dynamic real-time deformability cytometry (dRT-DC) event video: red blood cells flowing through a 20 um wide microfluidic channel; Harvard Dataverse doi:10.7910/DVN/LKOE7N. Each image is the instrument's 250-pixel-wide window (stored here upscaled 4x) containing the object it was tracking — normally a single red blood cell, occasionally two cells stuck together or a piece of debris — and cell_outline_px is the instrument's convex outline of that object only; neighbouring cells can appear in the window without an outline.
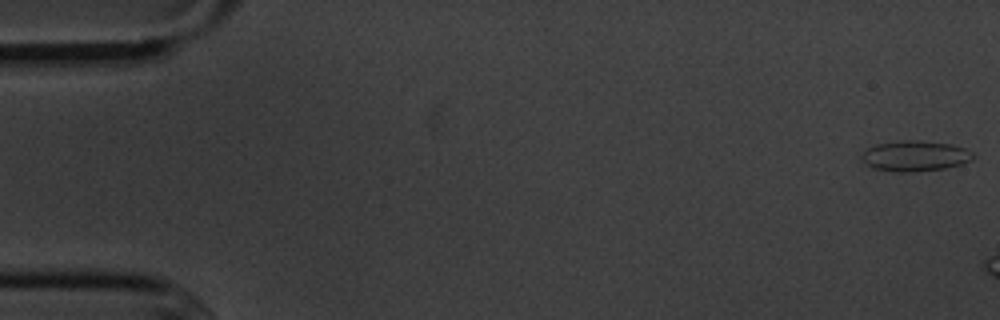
{"species": "common noctule bat (a hibernating species)", "species_latin": "Nyctalus noctula", "temperature_condition": "cold", "stored_images_in_passage": 3, "camera_frame_rate_fps": 3000, "um_per_image_px": 0.085, "animal": {"sex": "male", "body_mass_g": 20.1, "forearm_length_mm": 53.5}, "frame": {"image": 1, "passage_image": 1, "time_ms": 0.0, "image_size_px": [1000, 320], "cell_outline_px": [[972, 160], [960, 164], [944, 168], [912, 172], [896, 172], [872, 168], [860, 156], [868, 148], [876, 144], [904, 140], [920, 140], [952, 144], [964, 148], [972, 152]], "centroid_in_image_um": [77.77, 13.25], "position_along_channel_um": 7.2, "area_um2": 19.65}}